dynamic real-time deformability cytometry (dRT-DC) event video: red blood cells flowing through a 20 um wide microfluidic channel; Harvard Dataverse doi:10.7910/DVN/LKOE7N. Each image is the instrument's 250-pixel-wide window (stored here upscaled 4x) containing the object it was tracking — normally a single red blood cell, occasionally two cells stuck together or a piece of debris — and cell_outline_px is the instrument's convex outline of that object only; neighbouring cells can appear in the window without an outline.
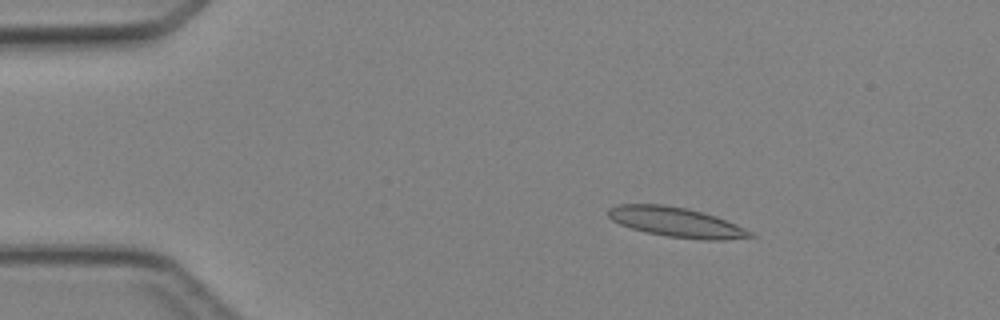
{"species": "Egyptian fruit bat (a non-hibernating species)", "species_latin": "Rousettus aegyptiacus", "temperature_condition": "cold", "stored_images_in_passage": 5, "camera_frame_rate_fps": 3000, "um_per_image_px": 0.085, "animal": {"sex": "female"}, "frame": {"image": 1, "passage_image": 2, "time_ms": 1.333, "image_size_px": [1000, 320], "cell_outline_px": [[756, 236], [724, 240], [708, 240], [668, 236], [648, 232], [632, 228], [620, 224], [612, 220], [608, 216], [608, 208], [616, 204], [664, 204], [688, 208], [716, 216], [736, 224], [752, 232]], "centroid_in_image_um": [57.48, 18.87], "position_along_channel_um": 27.5, "area_um2": 24.51}}
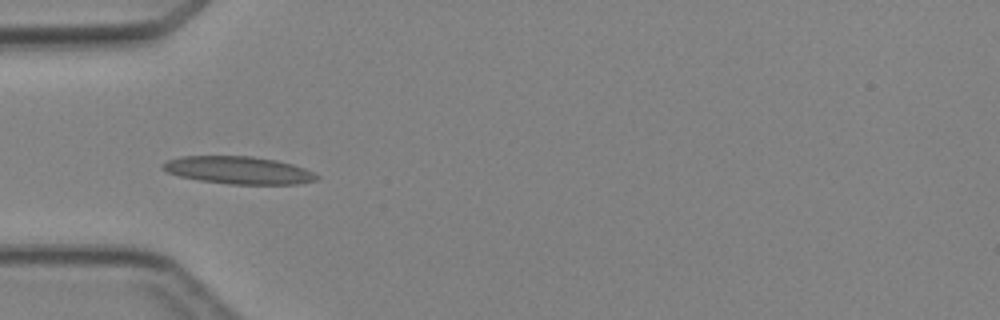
{"frame": {"image": 2, "passage_image": 4, "time_ms": 3.667, "image_size_px": [1000, 320], "cell_outline_px": [[320, 176], [316, 180], [296, 184], [228, 184], [200, 180], [180, 176], [168, 172], [160, 168], [160, 164], [168, 160], [180, 156], [252, 156], [276, 160], [292, 164], [304, 168]], "centroid_in_image_um": [20.24, 14.46], "position_along_channel_um": 64.8, "area_um2": 24.68}}
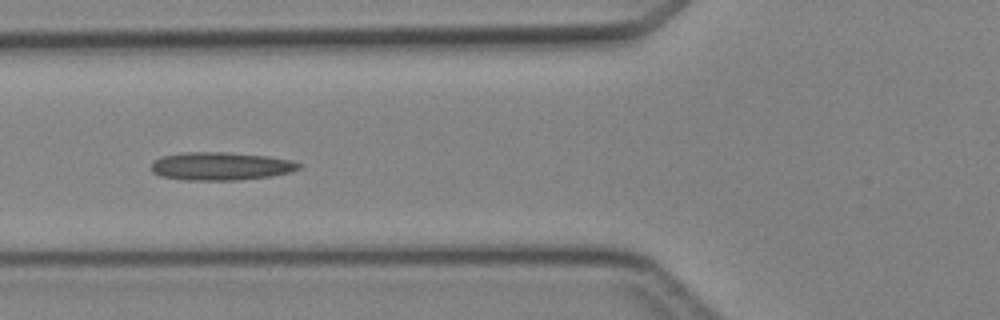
{"frame": {"image": 3, "passage_image": 5, "time_ms": 4.667, "image_size_px": [1000, 320], "cell_outline_px": [[304, 164], [300, 168], [288, 172], [272, 176], [240, 180], [184, 180], [160, 176], [152, 172], [152, 160], [160, 156], [184, 152], [224, 152], [268, 156], [292, 160]], "centroid_in_image_um": [18.75, 14.12], "position_along_channel_um": 107.0, "area_um2": 24.39}}